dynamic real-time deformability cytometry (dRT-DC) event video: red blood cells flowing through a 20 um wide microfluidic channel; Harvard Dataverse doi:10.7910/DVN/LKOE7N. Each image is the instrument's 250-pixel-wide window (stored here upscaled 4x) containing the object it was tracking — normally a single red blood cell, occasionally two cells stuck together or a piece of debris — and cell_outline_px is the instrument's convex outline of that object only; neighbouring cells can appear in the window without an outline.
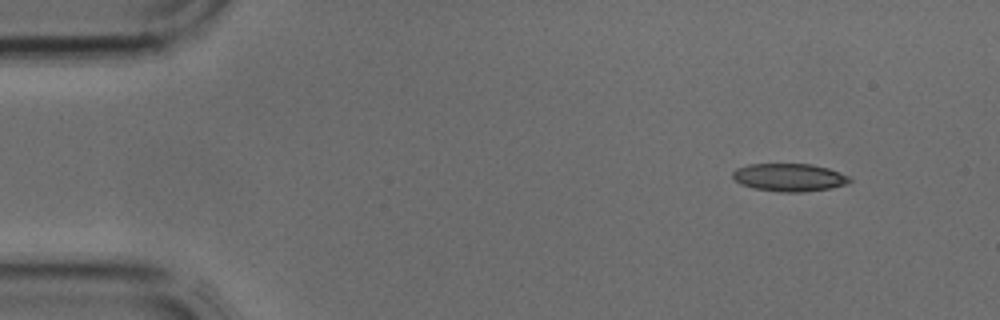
{"species": "common noctule bat (a hibernating species)", "species_latin": "Nyctalus noctula", "temperature_condition": "cold", "stored_images_in_passage": 4, "camera_frame_rate_fps": 3000, "um_per_image_px": 0.085, "animal": {"sex": "male", "body_mass_g": 17.9, "forearm_length_mm": 54.2}, "frame": {"image": 1, "passage_image": 1, "time_ms": 0.0, "image_size_px": [1000, 320], "cell_outline_px": [[852, 180], [848, 184], [832, 188], [804, 192], [780, 192], [752, 188], [740, 184], [732, 176], [732, 172], [736, 168], [748, 164], [812, 164], [828, 168], [840, 172], [848, 176]], "centroid_in_image_um": [67.09, 15.08], "position_along_channel_um": 17.9, "area_um2": 19.19}}